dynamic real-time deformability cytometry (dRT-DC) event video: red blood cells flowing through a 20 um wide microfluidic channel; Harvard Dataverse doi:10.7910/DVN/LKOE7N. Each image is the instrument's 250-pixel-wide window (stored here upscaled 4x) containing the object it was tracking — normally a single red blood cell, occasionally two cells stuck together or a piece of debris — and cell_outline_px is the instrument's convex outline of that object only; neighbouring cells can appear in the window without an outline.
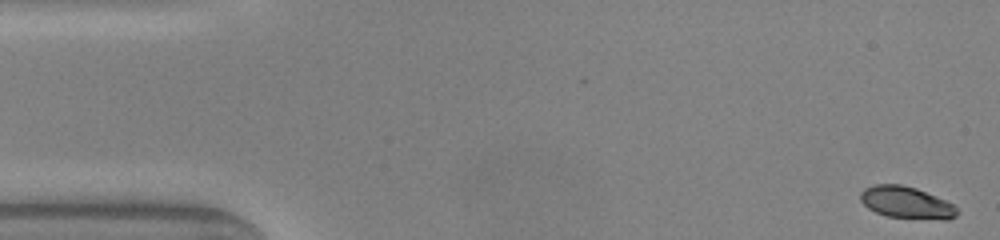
{"species": "common noctule bat (a hibernating species)", "species_latin": "Nyctalus noctula", "temperature_condition": "warm", "stored_images_in_passage": 50, "camera_frame_rate_fps": 3000, "um_per_image_px": 0.085, "animal": {"sex": "male", "body_mass_g": 20.0, "forearm_length_mm": 53.3}, "frame": {"image": 1, "passage_image": 1, "time_ms": 0.0, "image_size_px": [1000, 240], "cell_outline_px": [[960, 212], [956, 216], [948, 220], [944, 220], [888, 216], [876, 212], [868, 208], [860, 200], [860, 192], [864, 188], [876, 184], [900, 184], [916, 188], [956, 204]], "centroid_in_image_um": [77.1, 17.22], "position_along_channel_um": 7.9, "area_um2": 18.15}}
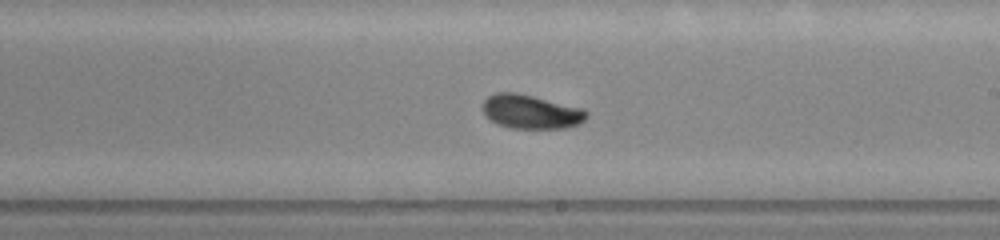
{"frame": {"image": 2, "passage_image": 28, "time_ms": 9.0, "image_size_px": [1000, 240], "cell_outline_px": [[588, 116], [580, 124], [568, 128], [512, 128], [496, 124], [484, 112], [484, 100], [488, 96], [496, 92], [512, 92], [532, 96], [584, 108], [588, 112]], "centroid_in_image_um": [45.18, 9.5], "position_along_channel_um": 243.8, "area_um2": 20.46}}
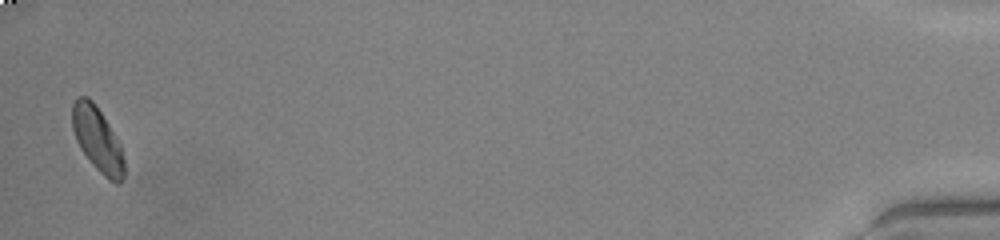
{"frame": {"image": 3, "passage_image": 49, "time_ms": 16.0, "image_size_px": [1000, 240], "cell_outline_px": [[124, 176], [120, 184], [116, 184], [108, 180], [96, 168], [80, 148], [76, 140], [72, 128], [72, 104], [76, 96], [88, 96], [92, 100], [116, 136], [120, 144], [124, 160]], "centroid_in_image_um": [8.28, 11.85], "position_along_channel_um": 426.9, "area_um2": 19.48}, "authors_computed_cell_mechanics": {"area_um2": 19.5653, "velocity_mm_per_s": 4.0197, "shape_relaxation_time_tau1_ms": 2.6728, "shape_relaxation_time_tau2_ms": 2.9549, "deformation_change_tau1": 0.108, "deformation_change_tau2": 0.0509}}